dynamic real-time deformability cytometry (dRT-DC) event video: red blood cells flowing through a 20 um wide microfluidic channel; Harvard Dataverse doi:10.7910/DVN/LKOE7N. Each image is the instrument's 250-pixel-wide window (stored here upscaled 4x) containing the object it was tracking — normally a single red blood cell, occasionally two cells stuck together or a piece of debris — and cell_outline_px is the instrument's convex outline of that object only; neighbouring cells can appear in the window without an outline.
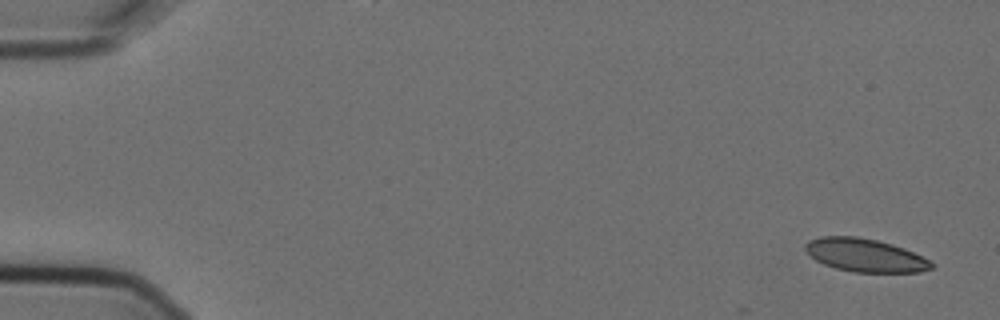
{"species": "Egyptian fruit bat (a non-hibernating species)", "species_latin": "Rousettus aegyptiacus", "temperature_condition": "cold", "stored_images_in_passage": 4, "camera_frame_rate_fps": 3000, "um_per_image_px": 0.085, "animal": {"sex": "female"}, "frame": {"image": 1, "passage_image": 1, "time_ms": 0.0, "image_size_px": [1000, 320], "cell_outline_px": [[936, 264], [932, 268], [920, 272], [852, 272], [836, 268], [824, 264], [816, 260], [804, 248], [804, 244], [808, 240], [820, 236], [856, 236], [876, 240], [892, 244], [904, 248]], "centroid_in_image_um": [73.51, 21.69], "position_along_channel_um": 11.5, "area_um2": 24.28}}